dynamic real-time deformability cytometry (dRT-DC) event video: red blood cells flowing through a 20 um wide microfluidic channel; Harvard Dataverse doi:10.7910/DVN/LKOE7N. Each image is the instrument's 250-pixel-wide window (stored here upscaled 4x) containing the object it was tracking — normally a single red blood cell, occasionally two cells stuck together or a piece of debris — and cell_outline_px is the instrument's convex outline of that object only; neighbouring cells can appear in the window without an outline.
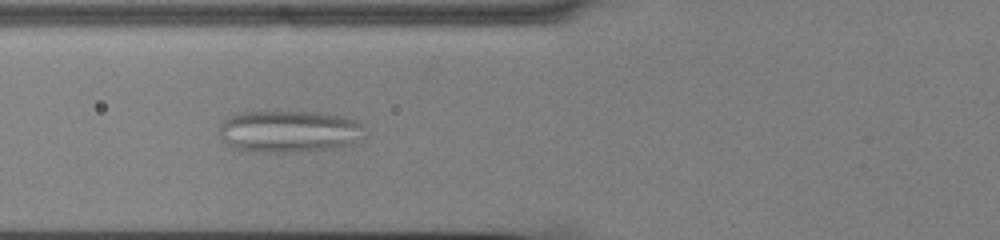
{"species": "common noctule bat (a hibernating species)", "species_latin": "Nyctalus noctula", "temperature_condition": "cold", "stored_images_in_passage": 47, "camera_frame_rate_fps": 3000, "um_per_image_px": 0.085, "animal": {"sex": "male", "body_mass_g": 13.0, "forearm_length_mm": 53.1}, "frame": {"image": 1, "passage_image": 13, "time_ms": 4.0, "image_size_px": [1000, 240], "cell_outline_px": [[368, 132], [364, 136], [352, 144], [336, 148], [292, 152], [264, 152], [236, 148], [228, 144], [220, 136], [220, 124], [228, 116], [236, 112], [328, 112], [344, 116], [356, 120]], "centroid_in_image_um": [24.63, 11.15], "position_along_channel_um": 101.2, "area_um2": 35.89}}
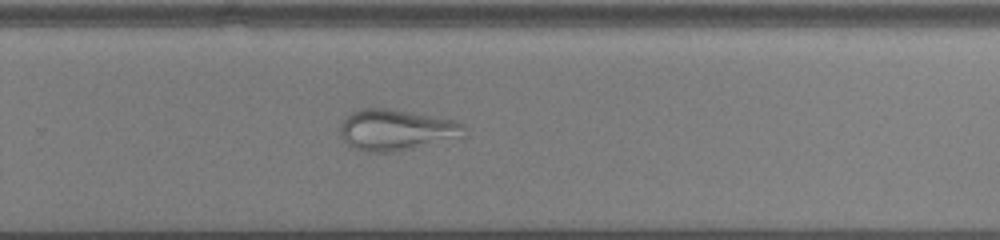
{"frame": {"image": 2, "passage_image": 29, "time_ms": 9.333, "image_size_px": [1000, 240], "cell_outline_px": [[464, 128], [460, 136], [400, 152], [364, 152], [348, 144], [340, 136], [340, 124], [344, 116], [360, 108], [388, 108], [412, 112], [452, 120], [464, 124]], "centroid_in_image_um": [33.58, 11.04], "position_along_channel_um": 296.2, "area_um2": 29.54}}
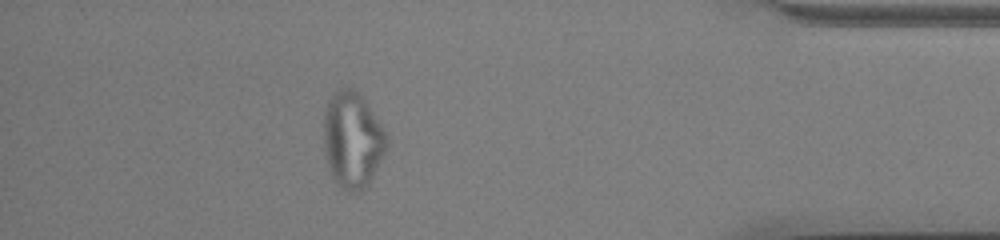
{"frame": {"image": 3, "passage_image": 41, "time_ms": 13.333, "image_size_px": [1000, 240], "cell_outline_px": [[388, 148], [368, 184], [360, 192], [348, 192], [332, 176], [328, 168], [324, 156], [324, 112], [328, 100], [332, 92], [336, 88], [352, 88], [364, 100], [384, 128], [388, 136]], "centroid_in_image_um": [29.96, 11.88], "position_along_channel_um": 405.2, "area_um2": 35.37}}